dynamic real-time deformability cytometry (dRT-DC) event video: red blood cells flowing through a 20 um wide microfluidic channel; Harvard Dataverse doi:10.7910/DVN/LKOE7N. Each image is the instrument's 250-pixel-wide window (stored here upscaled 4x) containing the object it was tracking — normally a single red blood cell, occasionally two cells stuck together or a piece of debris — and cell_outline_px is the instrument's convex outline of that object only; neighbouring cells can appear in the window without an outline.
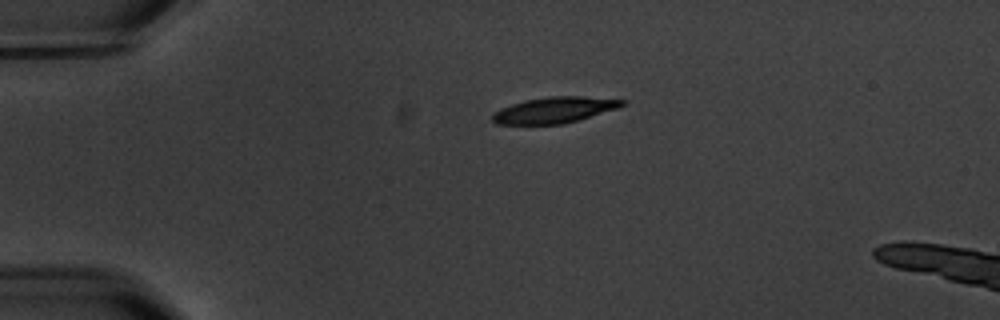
{"species": "common noctule bat (a hibernating species)", "species_latin": "Nyctalus noctula", "temperature_condition": "warm", "stored_images_in_passage": 3, "camera_frame_rate_fps": 3000, "um_per_image_px": 0.085, "animal": {"sex": "male", "body_mass_g": 20.1, "forearm_length_mm": 53.5}, "frame": {"image": 1, "passage_image": 1, "time_ms": 0.0, "image_size_px": [1000, 320], "cell_outline_px": [[628, 104], [616, 108], [564, 124], [496, 124], [492, 120], [492, 116], [500, 108], [524, 100], [548, 96], [580, 96], [628, 100]], "centroid_in_image_um": [47.13, 9.34], "position_along_channel_um": 37.9, "area_um2": 19.54}}